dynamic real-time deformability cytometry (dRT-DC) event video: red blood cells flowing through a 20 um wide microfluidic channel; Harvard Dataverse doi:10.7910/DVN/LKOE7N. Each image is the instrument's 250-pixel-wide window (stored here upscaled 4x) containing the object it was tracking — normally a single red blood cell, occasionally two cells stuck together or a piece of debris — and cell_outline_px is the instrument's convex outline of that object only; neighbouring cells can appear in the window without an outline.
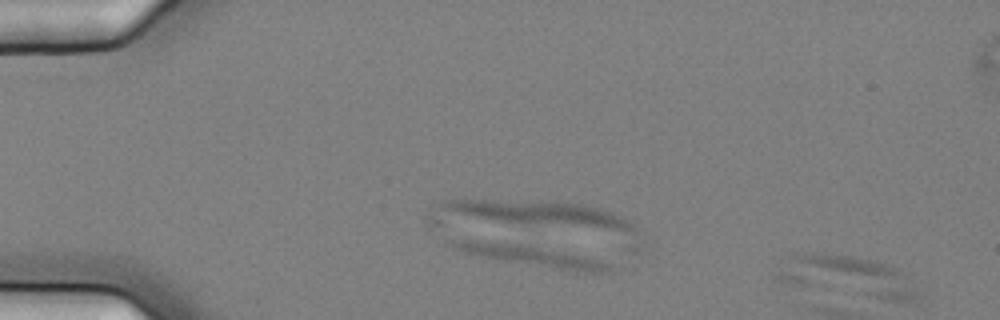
{"species": "common noctule bat (a hibernating species)", "species_latin": "Nyctalus noctula", "temperature_condition": "cold", "stored_images_in_passage": 3, "segment_of_instrument_passage": [2, 2], "camera_frame_rate_fps": 3000, "um_per_image_px": 0.085, "animal": {"sex": "female", "body_mass_g": 25.1}, "frame": {"image": 1, "passage_image": 3, "time_ms": 0.667, "image_size_px": [1000, 320], "cell_outline_px": [[924, 292], [912, 304], [896, 304], [788, 284], [776, 280], [776, 276], [788, 256], [792, 252], [824, 252], [852, 256], [872, 260], [888, 264], [896, 268], [908, 276]], "centroid_in_image_um": [72.18, 23.55], "position_along_channel_um": 12.8, "area_um2": 35.43}}